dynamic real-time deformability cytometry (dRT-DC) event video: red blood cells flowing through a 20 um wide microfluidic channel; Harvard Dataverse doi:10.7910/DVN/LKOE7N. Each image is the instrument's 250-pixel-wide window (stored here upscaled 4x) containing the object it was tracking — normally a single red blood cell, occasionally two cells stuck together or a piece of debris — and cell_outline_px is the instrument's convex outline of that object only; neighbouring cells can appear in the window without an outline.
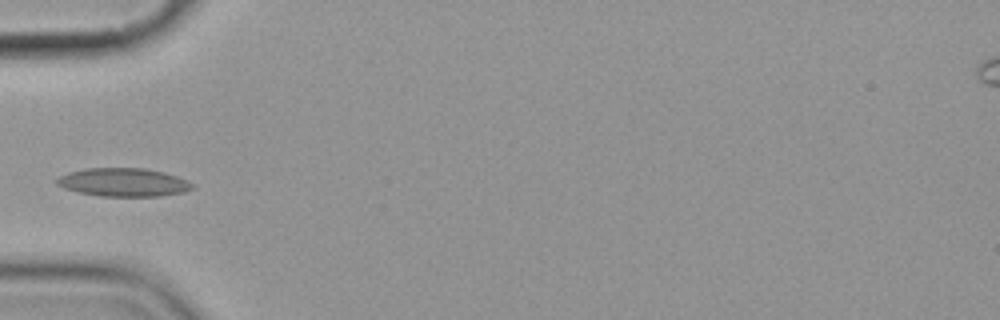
{"species": "common noctule bat (a hibernating species)", "species_latin": "Nyctalus noctula", "temperature_condition": "cold", "stored_images_in_passage": 4, "camera_frame_rate_fps": 3000, "um_per_image_px": 0.085, "animal": {"sex": "female", "body_mass_g": 19.9}, "frame": {"image": 1, "passage_image": 4, "time_ms": 3.667, "image_size_px": [1000, 320], "cell_outline_px": [[196, 188], [184, 192], [160, 196], [100, 196], [76, 192], [64, 188], [56, 184], [52, 180], [68, 172], [84, 168], [144, 168], [164, 172], [176, 176], [192, 184]], "centroid_in_image_um": [10.44, 15.49], "position_along_channel_um": 74.6, "area_um2": 22.54}}